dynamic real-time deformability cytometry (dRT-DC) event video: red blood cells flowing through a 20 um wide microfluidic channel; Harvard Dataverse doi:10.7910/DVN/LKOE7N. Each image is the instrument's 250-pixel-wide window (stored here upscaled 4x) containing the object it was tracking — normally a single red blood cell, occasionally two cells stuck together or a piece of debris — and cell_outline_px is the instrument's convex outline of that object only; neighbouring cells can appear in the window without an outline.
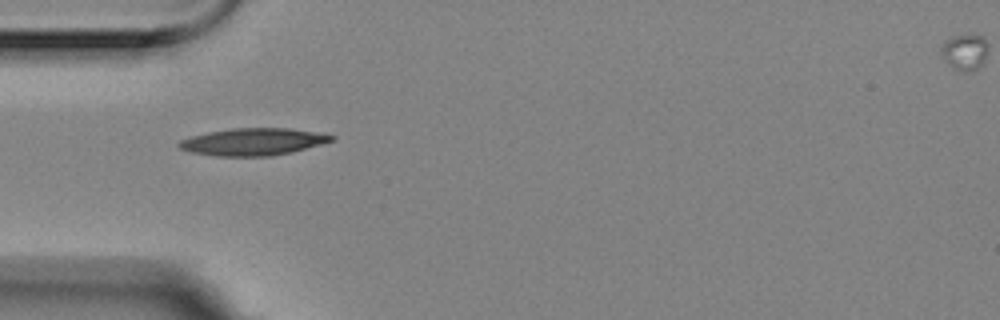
{"species": "Egyptian fruit bat (a non-hibernating species)", "species_latin": "Rousettus aegyptiacus", "temperature_condition": "room temperature", "stored_images_in_passage": 11, "camera_frame_rate_fps": 3000, "um_per_image_px": 0.085, "animal": {"sex": "female"}, "frame": {"image": 1, "passage_image": 1, "time_ms": 0.0, "image_size_px": [1000, 320], "cell_outline_px": [[336, 140], [324, 144], [292, 152], [272, 156], [216, 156], [192, 152], [180, 148], [176, 144], [180, 140], [192, 136], [208, 132], [232, 128], [288, 128], [324, 132], [336, 136]], "centroid_in_image_um": [21.61, 12.04], "position_along_channel_um": 63.4, "area_um2": 24.51}}
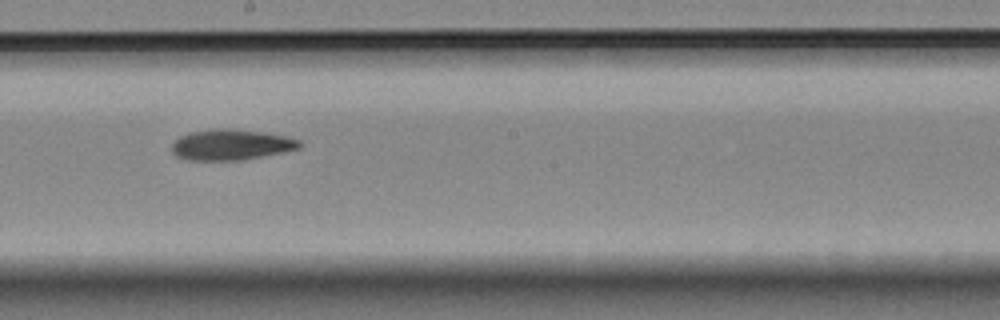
{"frame": {"image": 2, "passage_image": 5, "time_ms": 1.333, "image_size_px": [1000, 320], "cell_outline_px": [[304, 144], [300, 148], [284, 152], [240, 160], [184, 160], [176, 156], [172, 152], [172, 144], [180, 136], [188, 132], [212, 128], [228, 128], [264, 132], [284, 136], [300, 140]], "centroid_in_image_um": [19.63, 12.29], "position_along_channel_um": 228.6, "area_um2": 23.06}}
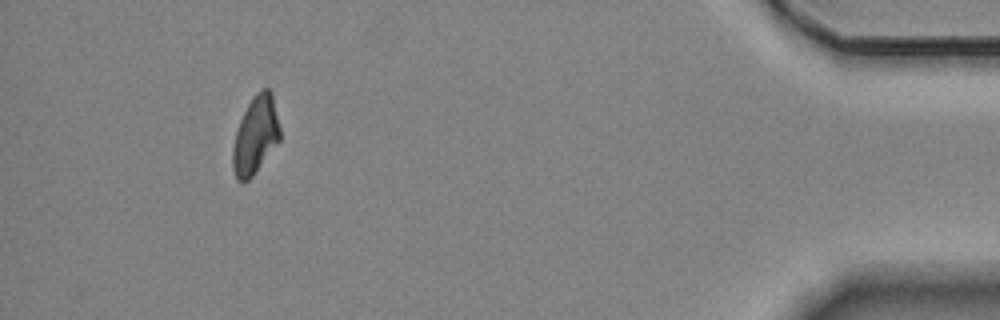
{"frame": {"image": 3, "passage_image": 10, "time_ms": 3.0, "image_size_px": [1000, 320], "cell_outline_px": [[280, 140], [252, 176], [248, 180], [236, 180], [232, 168], [232, 148], [236, 132], [240, 120], [248, 104], [256, 92], [264, 88], [268, 88], [272, 92], [280, 128]], "centroid_in_image_um": [21.71, 11.48], "position_along_channel_um": 413.5, "area_um2": 21.21}}